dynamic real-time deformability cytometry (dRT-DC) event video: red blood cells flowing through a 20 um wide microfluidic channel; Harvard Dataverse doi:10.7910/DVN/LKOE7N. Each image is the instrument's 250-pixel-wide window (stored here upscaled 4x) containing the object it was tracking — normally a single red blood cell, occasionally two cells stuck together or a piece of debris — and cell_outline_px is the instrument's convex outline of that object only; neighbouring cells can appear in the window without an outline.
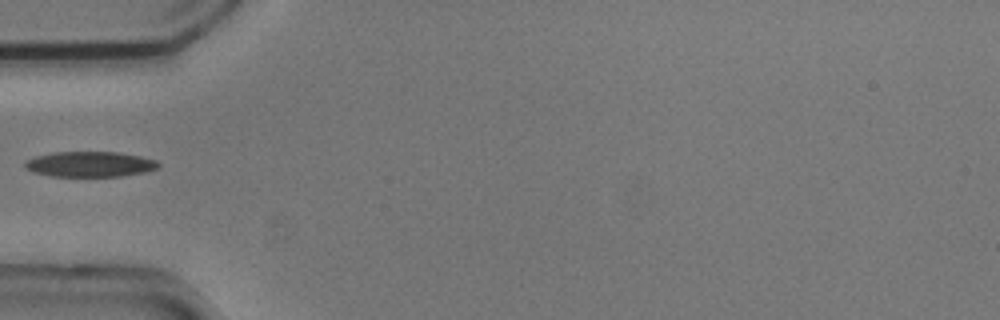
{"species": "common noctule bat (a hibernating species)", "species_latin": "Nyctalus noctula", "temperature_condition": "cold", "stored_images_in_passage": 17, "camera_frame_rate_fps": 3000, "um_per_image_px": 0.085, "animal": {"sex": "male", "body_mass_g": 20.5, "forearm_length_mm": 52.5}, "frame": {"image": 1, "passage_image": 1, "time_ms": 0.0, "image_size_px": [1000, 320], "cell_outline_px": [[160, 164], [156, 168], [144, 172], [120, 176], [52, 176], [32, 172], [24, 168], [24, 160], [36, 156], [52, 152], [116, 152], [140, 156], [156, 160]], "centroid_in_image_um": [7.58, 13.95], "position_along_channel_um": 77.4, "area_um2": 19.71}}